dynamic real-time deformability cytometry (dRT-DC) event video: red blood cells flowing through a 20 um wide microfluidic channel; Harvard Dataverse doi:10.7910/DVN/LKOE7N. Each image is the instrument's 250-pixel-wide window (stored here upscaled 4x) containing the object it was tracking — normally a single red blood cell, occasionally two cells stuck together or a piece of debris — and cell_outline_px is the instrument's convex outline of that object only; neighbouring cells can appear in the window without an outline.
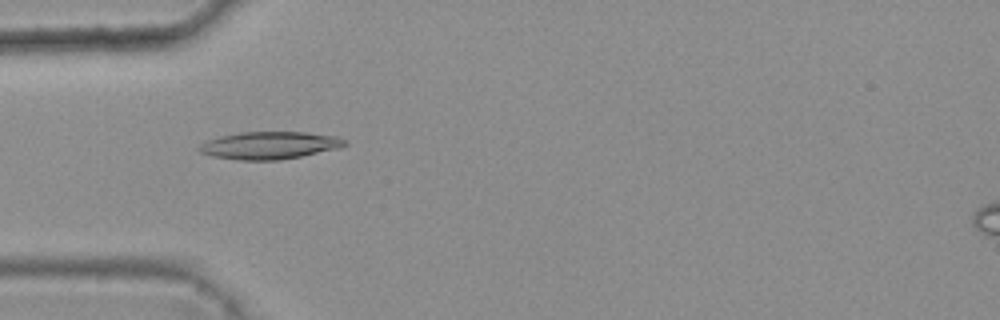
{"species": "common noctule bat (a hibernating species)", "species_latin": "Nyctalus noctula", "temperature_condition": "warm", "stored_images_in_passage": 47, "camera_frame_rate_fps": 3000, "um_per_image_px": 0.085, "animal": {"sex": "female", "body_mass_g": 25.1}, "frame": {"image": 1, "passage_image": 16, "time_ms": 5.0, "image_size_px": [1000, 320], "cell_outline_px": [[348, 144], [340, 148], [280, 160], [240, 160], [212, 156], [200, 152], [196, 148], [204, 140], [220, 136], [240, 132], [308, 132], [340, 136], [348, 140]], "centroid_in_image_um": [22.93, 12.34], "position_along_channel_um": 62.1, "area_um2": 23.64}}
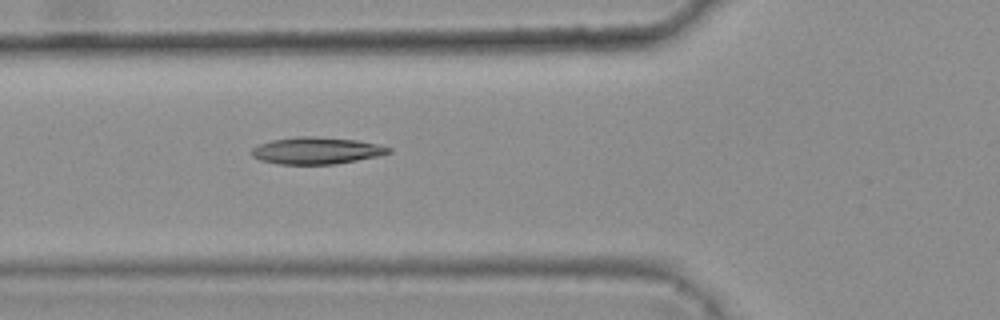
{"frame": {"image": 2, "passage_image": 19, "time_ms": 6.0, "image_size_px": [1000, 320], "cell_outline_px": [[392, 152], [376, 156], [336, 164], [280, 164], [260, 160], [252, 156], [252, 148], [260, 144], [272, 140], [296, 136], [312, 136], [360, 140], [392, 148]], "centroid_in_image_um": [26.9, 12.79], "position_along_channel_um": 98.9, "area_um2": 21.39}}
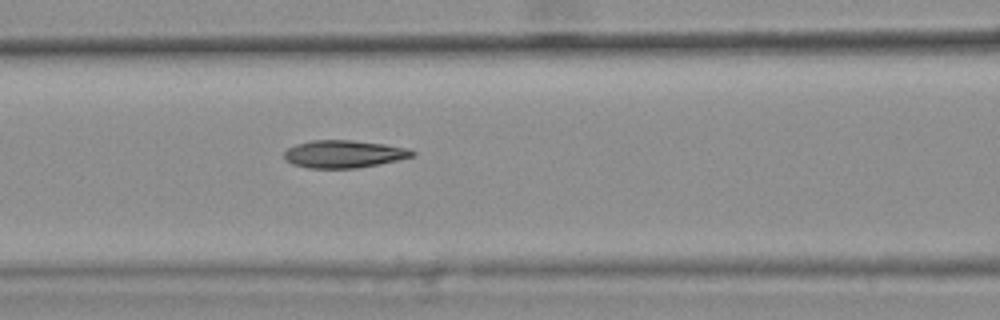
{"frame": {"image": 3, "passage_image": 22, "time_ms": 7.0, "image_size_px": [1000, 320], "cell_outline_px": [[416, 156], [356, 168], [308, 168], [292, 164], [284, 160], [284, 152], [288, 148], [296, 144], [312, 140], [352, 140], [384, 144], [408, 148], [416, 152]], "centroid_in_image_um": [29.21, 13.09], "position_along_channel_um": 137.4, "area_um2": 20.58}, "authors_computed_cell_mechanics": {"area_um2": 20.9814, "velocity_mm_per_s": 3.8207, "shape_relaxation_time_tau1_ms": 9.3134, "shape_relaxation_time_tau2_ms": 2.9971, "deformation_change_tau1": 0.2581, "deformation_change_tau2": 0.1131}}